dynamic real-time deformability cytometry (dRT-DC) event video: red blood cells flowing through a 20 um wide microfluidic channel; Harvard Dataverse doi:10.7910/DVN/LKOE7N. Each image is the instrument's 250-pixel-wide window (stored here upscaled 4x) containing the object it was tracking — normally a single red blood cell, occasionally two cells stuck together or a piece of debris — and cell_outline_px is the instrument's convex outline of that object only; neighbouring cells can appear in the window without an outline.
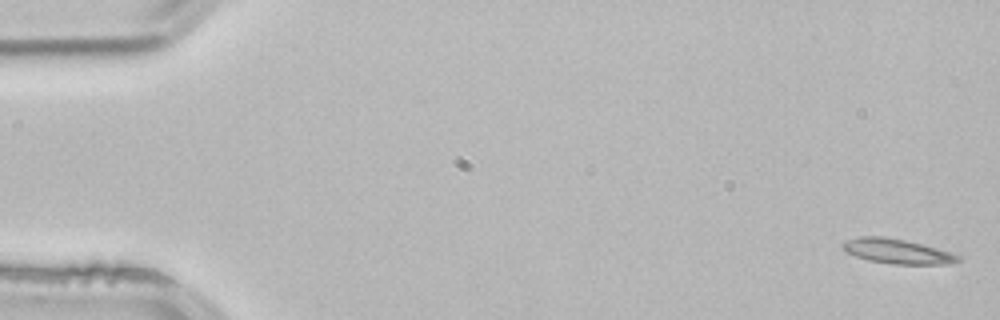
{"species": "common noctule bat (a hibernating species)", "species_latin": "Nyctalus noctula", "temperature_condition": "room temperature", "stored_images_in_passage": 4, "camera_frame_rate_fps": 3000, "um_per_image_px": 0.085, "animal": {"sex": "male", "body_mass_g": 21.5, "forearm_length_mm": 52.0}, "frame": {"image": 1, "passage_image": 1, "time_ms": 0.0, "image_size_px": [1000, 320], "cell_outline_px": [[960, 260], [952, 264], [892, 264], [868, 260], [844, 252], [844, 244], [848, 240], [860, 236], [884, 236], [904, 240], [936, 248], [960, 256]], "centroid_in_image_um": [76.26, 21.37], "position_along_channel_um": 8.7, "area_um2": 16.36}}
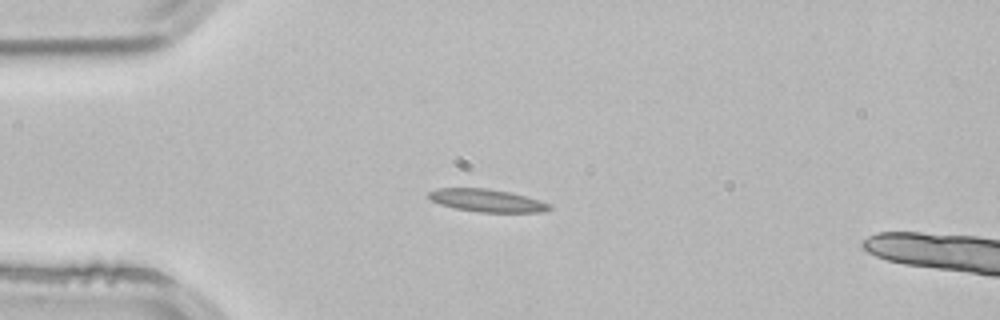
{"frame": {"image": 2, "passage_image": 3, "time_ms": 0.667, "image_size_px": [1000, 320], "cell_outline_px": [[552, 208], [544, 212], [480, 212], [456, 208], [440, 204], [432, 200], [428, 196], [428, 192], [436, 188], [488, 188], [512, 192], [540, 200], [552, 204]], "centroid_in_image_um": [41.43, 17.03], "position_along_channel_um": 43.6, "area_um2": 16.07}}